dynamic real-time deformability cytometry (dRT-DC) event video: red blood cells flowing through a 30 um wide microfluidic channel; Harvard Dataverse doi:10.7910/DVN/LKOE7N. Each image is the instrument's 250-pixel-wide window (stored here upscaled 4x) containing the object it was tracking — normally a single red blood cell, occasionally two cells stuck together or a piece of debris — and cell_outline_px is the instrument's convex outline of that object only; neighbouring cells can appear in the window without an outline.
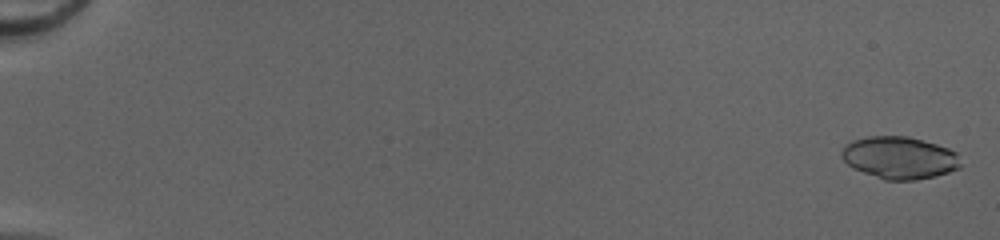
{"species": "common noctule bat (a hibernating species)", "species_latin": "Nyctalus noctula", "temperature_condition": "cold", "stored_images_in_passage": 52, "camera_frame_rate_fps": 3000, "um_per_image_px": 0.085, "animal": {"sex": "female", "body_mass_g": 20.0, "forearm_length_mm": 54.0}, "frame": {"image": 1, "passage_image": 2, "time_ms": 0.333, "image_size_px": [1000, 240], "cell_outline_px": [[960, 168], [936, 176], [916, 180], [884, 180], [852, 168], [840, 156], [840, 152], [852, 140], [868, 136], [908, 136], [936, 144], [948, 148], [956, 152], [960, 164]], "centroid_in_image_um": [76.44, 13.41], "position_along_channel_um": 8.6, "area_um2": 29.3}}
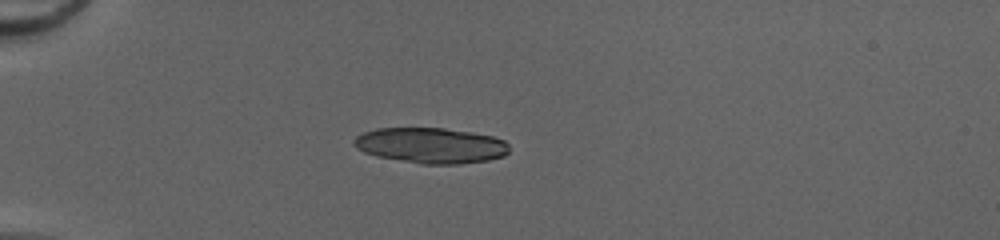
{"frame": {"image": 2, "passage_image": 17, "time_ms": 5.333, "image_size_px": [1000, 240], "cell_outline_px": [[508, 152], [504, 156], [488, 160], [460, 164], [420, 164], [376, 156], [364, 152], [356, 148], [352, 144], [356, 136], [364, 132], [376, 128], [444, 128], [492, 136], [504, 140], [508, 144]], "centroid_in_image_um": [36.6, 12.37], "position_along_channel_um": 48.4, "area_um2": 32.19}}